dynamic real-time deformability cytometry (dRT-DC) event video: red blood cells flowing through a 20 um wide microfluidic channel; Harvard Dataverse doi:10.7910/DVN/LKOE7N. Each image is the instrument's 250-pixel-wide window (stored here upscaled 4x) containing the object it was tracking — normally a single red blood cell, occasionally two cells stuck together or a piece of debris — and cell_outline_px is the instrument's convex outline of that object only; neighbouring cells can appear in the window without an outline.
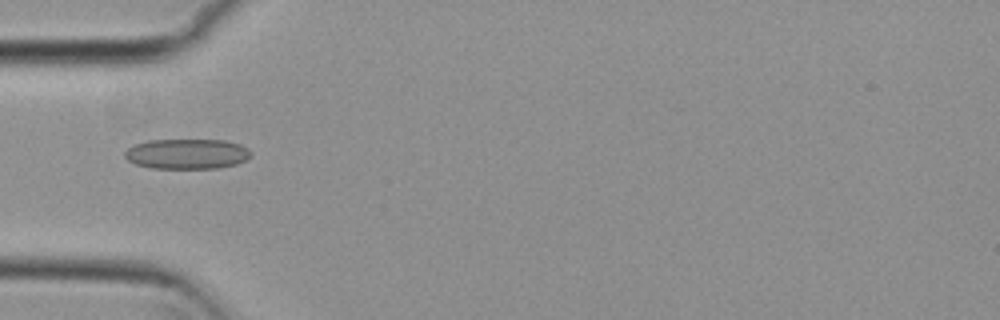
{"species": "common noctule bat (a hibernating species)", "species_latin": "Nyctalus noctula", "temperature_condition": "cold", "stored_images_in_passage": 5, "camera_frame_rate_fps": 3000, "um_per_image_px": 0.085, "animal": {"sex": "female", "body_mass_g": 29.2, "forearm_length_mm": 56.3}, "frame": {"image": 1, "passage_image": 3, "time_ms": 0.667, "image_size_px": [1000, 320], "cell_outline_px": [[252, 156], [236, 164], [220, 168], [152, 168], [136, 164], [128, 160], [124, 156], [124, 152], [128, 148], [136, 144], [148, 140], [224, 140], [240, 144], [248, 148], [252, 152]], "centroid_in_image_um": [15.91, 13.08], "position_along_channel_um": 69.1, "area_um2": 22.2}}
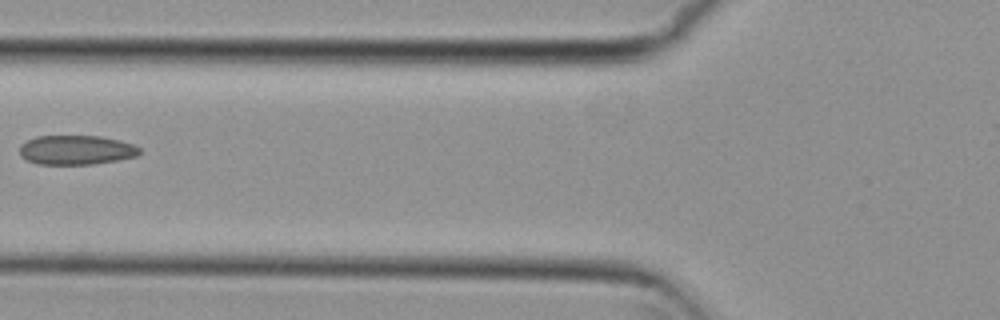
{"frame": {"image": 2, "passage_image": 4, "time_ms": 1.0, "image_size_px": [1000, 320], "cell_outline_px": [[140, 152], [136, 156], [116, 160], [92, 164], [36, 164], [20, 156], [20, 144], [36, 136], [100, 136], [120, 140], [132, 144], [140, 148]], "centroid_in_image_um": [6.45, 12.74], "position_along_channel_um": 119.3, "area_um2": 20.46}}
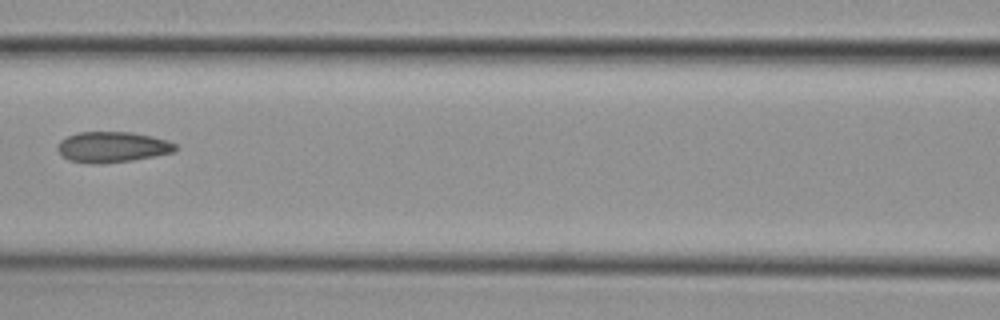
{"frame": {"image": 3, "passage_image": 5, "time_ms": 1.333, "image_size_px": [1000, 320], "cell_outline_px": [[176, 148], [172, 152], [132, 160], [104, 164], [92, 164], [68, 160], [56, 148], [60, 140], [76, 132], [132, 132], [152, 136], [168, 140], [176, 144]], "centroid_in_image_um": [9.52, 12.49], "position_along_channel_um": 157.1, "area_um2": 21.04}}